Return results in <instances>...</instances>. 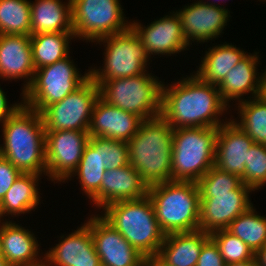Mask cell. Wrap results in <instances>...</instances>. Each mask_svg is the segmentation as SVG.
I'll list each match as a JSON object with an SVG mask.
<instances>
[{"mask_svg": "<svg viewBox=\"0 0 266 266\" xmlns=\"http://www.w3.org/2000/svg\"><path fill=\"white\" fill-rule=\"evenodd\" d=\"M175 83L170 87L162 84L160 114L173 129L219 128L224 124L219 118L228 104L217 85L203 82L196 74Z\"/></svg>", "mask_w": 266, "mask_h": 266, "instance_id": "cell-1", "label": "cell"}, {"mask_svg": "<svg viewBox=\"0 0 266 266\" xmlns=\"http://www.w3.org/2000/svg\"><path fill=\"white\" fill-rule=\"evenodd\" d=\"M3 146L0 155L22 173L46 174L45 128L41 114L22 104L1 121Z\"/></svg>", "mask_w": 266, "mask_h": 266, "instance_id": "cell-2", "label": "cell"}, {"mask_svg": "<svg viewBox=\"0 0 266 266\" xmlns=\"http://www.w3.org/2000/svg\"><path fill=\"white\" fill-rule=\"evenodd\" d=\"M173 128L161 117L144 120L127 142L129 164L149 186L172 181Z\"/></svg>", "mask_w": 266, "mask_h": 266, "instance_id": "cell-3", "label": "cell"}, {"mask_svg": "<svg viewBox=\"0 0 266 266\" xmlns=\"http://www.w3.org/2000/svg\"><path fill=\"white\" fill-rule=\"evenodd\" d=\"M102 217L112 225L132 247L150 262L157 256L165 233L161 230L154 206L148 195L137 200H125L106 206Z\"/></svg>", "mask_w": 266, "mask_h": 266, "instance_id": "cell-4", "label": "cell"}, {"mask_svg": "<svg viewBox=\"0 0 266 266\" xmlns=\"http://www.w3.org/2000/svg\"><path fill=\"white\" fill-rule=\"evenodd\" d=\"M155 216L165 234L199 229L200 193L197 182L167 181L148 187Z\"/></svg>", "mask_w": 266, "mask_h": 266, "instance_id": "cell-5", "label": "cell"}, {"mask_svg": "<svg viewBox=\"0 0 266 266\" xmlns=\"http://www.w3.org/2000/svg\"><path fill=\"white\" fill-rule=\"evenodd\" d=\"M218 128H177L172 137V181L197 182L213 166Z\"/></svg>", "mask_w": 266, "mask_h": 266, "instance_id": "cell-6", "label": "cell"}, {"mask_svg": "<svg viewBox=\"0 0 266 266\" xmlns=\"http://www.w3.org/2000/svg\"><path fill=\"white\" fill-rule=\"evenodd\" d=\"M94 82L99 87V97L110 105L136 114L143 120L161 114L163 83L149 73Z\"/></svg>", "mask_w": 266, "mask_h": 266, "instance_id": "cell-7", "label": "cell"}, {"mask_svg": "<svg viewBox=\"0 0 266 266\" xmlns=\"http://www.w3.org/2000/svg\"><path fill=\"white\" fill-rule=\"evenodd\" d=\"M84 76L68 55L54 64L35 70L31 85L21 94L22 102L29 108L41 113L47 106L63 100L69 93L74 92L88 78Z\"/></svg>", "mask_w": 266, "mask_h": 266, "instance_id": "cell-8", "label": "cell"}, {"mask_svg": "<svg viewBox=\"0 0 266 266\" xmlns=\"http://www.w3.org/2000/svg\"><path fill=\"white\" fill-rule=\"evenodd\" d=\"M95 42L107 44H105L104 67L88 70L93 80L127 78L147 71L149 55L131 27L125 32L107 36Z\"/></svg>", "mask_w": 266, "mask_h": 266, "instance_id": "cell-9", "label": "cell"}, {"mask_svg": "<svg viewBox=\"0 0 266 266\" xmlns=\"http://www.w3.org/2000/svg\"><path fill=\"white\" fill-rule=\"evenodd\" d=\"M71 2L75 38L94 42L125 32L131 27L130 22L125 23L119 0H71Z\"/></svg>", "mask_w": 266, "mask_h": 266, "instance_id": "cell-10", "label": "cell"}, {"mask_svg": "<svg viewBox=\"0 0 266 266\" xmlns=\"http://www.w3.org/2000/svg\"><path fill=\"white\" fill-rule=\"evenodd\" d=\"M99 98V87L89 77L63 100L47 106L40 114L45 131H89L94 104Z\"/></svg>", "mask_w": 266, "mask_h": 266, "instance_id": "cell-11", "label": "cell"}, {"mask_svg": "<svg viewBox=\"0 0 266 266\" xmlns=\"http://www.w3.org/2000/svg\"><path fill=\"white\" fill-rule=\"evenodd\" d=\"M89 137L88 131H45L46 175L50 180L64 182L73 176Z\"/></svg>", "mask_w": 266, "mask_h": 266, "instance_id": "cell-12", "label": "cell"}, {"mask_svg": "<svg viewBox=\"0 0 266 266\" xmlns=\"http://www.w3.org/2000/svg\"><path fill=\"white\" fill-rule=\"evenodd\" d=\"M95 250L102 266H149L150 261L124 239V237L98 214L90 217Z\"/></svg>", "mask_w": 266, "mask_h": 266, "instance_id": "cell-13", "label": "cell"}, {"mask_svg": "<svg viewBox=\"0 0 266 266\" xmlns=\"http://www.w3.org/2000/svg\"><path fill=\"white\" fill-rule=\"evenodd\" d=\"M251 191V188L242 184L230 192L213 193V197H200L199 229L209 234L226 229L233 220L252 206L248 197Z\"/></svg>", "mask_w": 266, "mask_h": 266, "instance_id": "cell-14", "label": "cell"}, {"mask_svg": "<svg viewBox=\"0 0 266 266\" xmlns=\"http://www.w3.org/2000/svg\"><path fill=\"white\" fill-rule=\"evenodd\" d=\"M176 13L180 17L182 32L189 46L191 40L204 43L219 37L230 17V11L226 8L202 0L185 6Z\"/></svg>", "mask_w": 266, "mask_h": 266, "instance_id": "cell-15", "label": "cell"}, {"mask_svg": "<svg viewBox=\"0 0 266 266\" xmlns=\"http://www.w3.org/2000/svg\"><path fill=\"white\" fill-rule=\"evenodd\" d=\"M131 24V28L135 31L145 46L149 57L158 54H175L187 49V44L183 32L180 17L176 12L171 16L166 15L159 20L151 22L148 27H144L141 23Z\"/></svg>", "mask_w": 266, "mask_h": 266, "instance_id": "cell-16", "label": "cell"}, {"mask_svg": "<svg viewBox=\"0 0 266 266\" xmlns=\"http://www.w3.org/2000/svg\"><path fill=\"white\" fill-rule=\"evenodd\" d=\"M226 122L218 128L214 165L242 178L248 151L255 142L232 119Z\"/></svg>", "mask_w": 266, "mask_h": 266, "instance_id": "cell-17", "label": "cell"}, {"mask_svg": "<svg viewBox=\"0 0 266 266\" xmlns=\"http://www.w3.org/2000/svg\"><path fill=\"white\" fill-rule=\"evenodd\" d=\"M45 266H102L85 223L45 253Z\"/></svg>", "mask_w": 266, "mask_h": 266, "instance_id": "cell-18", "label": "cell"}, {"mask_svg": "<svg viewBox=\"0 0 266 266\" xmlns=\"http://www.w3.org/2000/svg\"><path fill=\"white\" fill-rule=\"evenodd\" d=\"M143 121L136 114L110 105L99 97L94 104L88 133L89 136L128 142Z\"/></svg>", "mask_w": 266, "mask_h": 266, "instance_id": "cell-19", "label": "cell"}, {"mask_svg": "<svg viewBox=\"0 0 266 266\" xmlns=\"http://www.w3.org/2000/svg\"><path fill=\"white\" fill-rule=\"evenodd\" d=\"M35 70L30 36L0 34V78L27 79L23 93L31 85Z\"/></svg>", "mask_w": 266, "mask_h": 266, "instance_id": "cell-20", "label": "cell"}, {"mask_svg": "<svg viewBox=\"0 0 266 266\" xmlns=\"http://www.w3.org/2000/svg\"><path fill=\"white\" fill-rule=\"evenodd\" d=\"M210 234L203 230L166 234L152 266H196Z\"/></svg>", "mask_w": 266, "mask_h": 266, "instance_id": "cell-21", "label": "cell"}, {"mask_svg": "<svg viewBox=\"0 0 266 266\" xmlns=\"http://www.w3.org/2000/svg\"><path fill=\"white\" fill-rule=\"evenodd\" d=\"M0 237L3 258L11 266L44 265V258L41 259L38 255V241L29 229L12 221H5L0 224Z\"/></svg>", "mask_w": 266, "mask_h": 266, "instance_id": "cell-22", "label": "cell"}, {"mask_svg": "<svg viewBox=\"0 0 266 266\" xmlns=\"http://www.w3.org/2000/svg\"><path fill=\"white\" fill-rule=\"evenodd\" d=\"M148 185L130 164L118 169H106L101 182V207L125 200L146 197Z\"/></svg>", "mask_w": 266, "mask_h": 266, "instance_id": "cell-23", "label": "cell"}, {"mask_svg": "<svg viewBox=\"0 0 266 266\" xmlns=\"http://www.w3.org/2000/svg\"><path fill=\"white\" fill-rule=\"evenodd\" d=\"M257 54H247L218 85L220 96L226 104H229L230 99L241 102V96L248 93L252 94V98L259 97L262 75L257 76Z\"/></svg>", "mask_w": 266, "mask_h": 266, "instance_id": "cell-24", "label": "cell"}, {"mask_svg": "<svg viewBox=\"0 0 266 266\" xmlns=\"http://www.w3.org/2000/svg\"><path fill=\"white\" fill-rule=\"evenodd\" d=\"M31 35L40 33L74 32L72 2L35 0L31 3Z\"/></svg>", "mask_w": 266, "mask_h": 266, "instance_id": "cell-25", "label": "cell"}, {"mask_svg": "<svg viewBox=\"0 0 266 266\" xmlns=\"http://www.w3.org/2000/svg\"><path fill=\"white\" fill-rule=\"evenodd\" d=\"M208 50L195 74L203 82L217 86L224 80L227 73L247 55L245 51L227 43L215 45Z\"/></svg>", "mask_w": 266, "mask_h": 266, "instance_id": "cell-26", "label": "cell"}, {"mask_svg": "<svg viewBox=\"0 0 266 266\" xmlns=\"http://www.w3.org/2000/svg\"><path fill=\"white\" fill-rule=\"evenodd\" d=\"M39 177L40 175L34 173H22L13 183L0 202V223L3 215L24 214L39 205Z\"/></svg>", "mask_w": 266, "mask_h": 266, "instance_id": "cell-27", "label": "cell"}, {"mask_svg": "<svg viewBox=\"0 0 266 266\" xmlns=\"http://www.w3.org/2000/svg\"><path fill=\"white\" fill-rule=\"evenodd\" d=\"M105 172L106 168L100 159V149L89 139L74 176L78 173L82 191L100 208L101 182Z\"/></svg>", "mask_w": 266, "mask_h": 266, "instance_id": "cell-28", "label": "cell"}, {"mask_svg": "<svg viewBox=\"0 0 266 266\" xmlns=\"http://www.w3.org/2000/svg\"><path fill=\"white\" fill-rule=\"evenodd\" d=\"M74 32L40 33L30 36L35 69L54 64L69 55V43Z\"/></svg>", "mask_w": 266, "mask_h": 266, "instance_id": "cell-29", "label": "cell"}, {"mask_svg": "<svg viewBox=\"0 0 266 266\" xmlns=\"http://www.w3.org/2000/svg\"><path fill=\"white\" fill-rule=\"evenodd\" d=\"M253 208L252 205L240 214L226 230L240 238L256 253L266 245V217L258 215Z\"/></svg>", "mask_w": 266, "mask_h": 266, "instance_id": "cell-30", "label": "cell"}, {"mask_svg": "<svg viewBox=\"0 0 266 266\" xmlns=\"http://www.w3.org/2000/svg\"><path fill=\"white\" fill-rule=\"evenodd\" d=\"M30 2L0 0V34L31 36Z\"/></svg>", "mask_w": 266, "mask_h": 266, "instance_id": "cell-31", "label": "cell"}, {"mask_svg": "<svg viewBox=\"0 0 266 266\" xmlns=\"http://www.w3.org/2000/svg\"><path fill=\"white\" fill-rule=\"evenodd\" d=\"M253 100V101H252ZM240 122L233 121L247 133L255 143L266 146V103L259 97L242 100L238 106Z\"/></svg>", "mask_w": 266, "mask_h": 266, "instance_id": "cell-32", "label": "cell"}, {"mask_svg": "<svg viewBox=\"0 0 266 266\" xmlns=\"http://www.w3.org/2000/svg\"><path fill=\"white\" fill-rule=\"evenodd\" d=\"M210 237L217 244L225 264L255 260V253L250 247L226 229L216 230L210 233Z\"/></svg>", "mask_w": 266, "mask_h": 266, "instance_id": "cell-33", "label": "cell"}, {"mask_svg": "<svg viewBox=\"0 0 266 266\" xmlns=\"http://www.w3.org/2000/svg\"><path fill=\"white\" fill-rule=\"evenodd\" d=\"M242 179L215 165L197 181L200 197H213V193L230 192L242 185Z\"/></svg>", "mask_w": 266, "mask_h": 266, "instance_id": "cell-34", "label": "cell"}, {"mask_svg": "<svg viewBox=\"0 0 266 266\" xmlns=\"http://www.w3.org/2000/svg\"><path fill=\"white\" fill-rule=\"evenodd\" d=\"M242 183L253 191L266 184V146L254 143L248 151Z\"/></svg>", "mask_w": 266, "mask_h": 266, "instance_id": "cell-35", "label": "cell"}, {"mask_svg": "<svg viewBox=\"0 0 266 266\" xmlns=\"http://www.w3.org/2000/svg\"><path fill=\"white\" fill-rule=\"evenodd\" d=\"M89 139L100 149L101 163L106 169L129 165L127 142L95 136Z\"/></svg>", "mask_w": 266, "mask_h": 266, "instance_id": "cell-36", "label": "cell"}, {"mask_svg": "<svg viewBox=\"0 0 266 266\" xmlns=\"http://www.w3.org/2000/svg\"><path fill=\"white\" fill-rule=\"evenodd\" d=\"M21 174L20 170L0 155V202Z\"/></svg>", "mask_w": 266, "mask_h": 266, "instance_id": "cell-37", "label": "cell"}, {"mask_svg": "<svg viewBox=\"0 0 266 266\" xmlns=\"http://www.w3.org/2000/svg\"><path fill=\"white\" fill-rule=\"evenodd\" d=\"M225 262L221 256L215 241L210 237L203 245L196 266H224Z\"/></svg>", "mask_w": 266, "mask_h": 266, "instance_id": "cell-38", "label": "cell"}, {"mask_svg": "<svg viewBox=\"0 0 266 266\" xmlns=\"http://www.w3.org/2000/svg\"><path fill=\"white\" fill-rule=\"evenodd\" d=\"M22 104L23 102L19 104L15 103L11 107H9L5 92H3V90L0 88V122L13 114Z\"/></svg>", "mask_w": 266, "mask_h": 266, "instance_id": "cell-39", "label": "cell"}, {"mask_svg": "<svg viewBox=\"0 0 266 266\" xmlns=\"http://www.w3.org/2000/svg\"><path fill=\"white\" fill-rule=\"evenodd\" d=\"M255 260L260 266H266V245L255 253Z\"/></svg>", "mask_w": 266, "mask_h": 266, "instance_id": "cell-40", "label": "cell"}, {"mask_svg": "<svg viewBox=\"0 0 266 266\" xmlns=\"http://www.w3.org/2000/svg\"><path fill=\"white\" fill-rule=\"evenodd\" d=\"M259 98L266 103V70L262 73Z\"/></svg>", "mask_w": 266, "mask_h": 266, "instance_id": "cell-41", "label": "cell"}, {"mask_svg": "<svg viewBox=\"0 0 266 266\" xmlns=\"http://www.w3.org/2000/svg\"><path fill=\"white\" fill-rule=\"evenodd\" d=\"M256 263V260L242 261V262H234L227 263L224 266H253Z\"/></svg>", "mask_w": 266, "mask_h": 266, "instance_id": "cell-42", "label": "cell"}, {"mask_svg": "<svg viewBox=\"0 0 266 266\" xmlns=\"http://www.w3.org/2000/svg\"><path fill=\"white\" fill-rule=\"evenodd\" d=\"M0 266H11L3 257L0 258Z\"/></svg>", "mask_w": 266, "mask_h": 266, "instance_id": "cell-43", "label": "cell"}, {"mask_svg": "<svg viewBox=\"0 0 266 266\" xmlns=\"http://www.w3.org/2000/svg\"><path fill=\"white\" fill-rule=\"evenodd\" d=\"M3 257V253H2V241H1V237H0V258Z\"/></svg>", "mask_w": 266, "mask_h": 266, "instance_id": "cell-44", "label": "cell"}, {"mask_svg": "<svg viewBox=\"0 0 266 266\" xmlns=\"http://www.w3.org/2000/svg\"><path fill=\"white\" fill-rule=\"evenodd\" d=\"M253 266H260L257 262Z\"/></svg>", "mask_w": 266, "mask_h": 266, "instance_id": "cell-45", "label": "cell"}]
</instances>
